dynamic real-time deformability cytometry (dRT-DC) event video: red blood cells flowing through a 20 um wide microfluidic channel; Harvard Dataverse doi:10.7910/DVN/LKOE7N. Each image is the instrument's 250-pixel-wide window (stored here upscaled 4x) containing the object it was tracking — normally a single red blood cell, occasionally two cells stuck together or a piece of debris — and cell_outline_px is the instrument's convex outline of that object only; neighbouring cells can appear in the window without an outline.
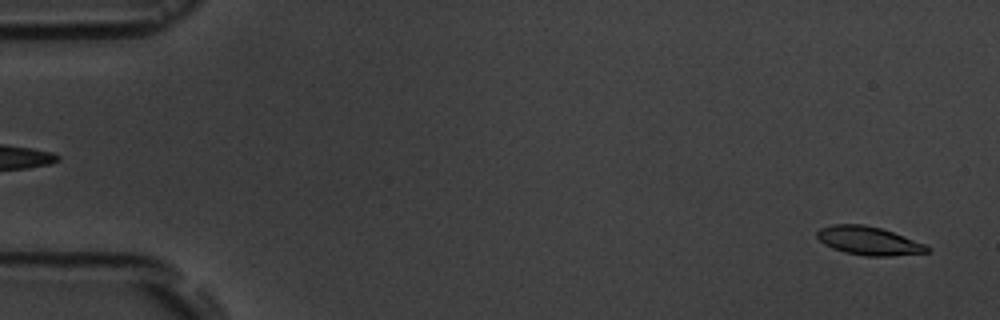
{"species": "common noctule bat (a hibernating species)", "species_latin": "Nyctalus noctula", "temperature_condition": "room temperature", "stored_images_in_passage": 24, "camera_frame_rate_fps": 3000, "um_per_image_px": 0.085, "animal": {"sex": "male", "body_mass_g": 19.5, "forearm_length_mm": 54.6}, "frame": {"image": 1, "passage_image": 2, "time_ms": 0.333, "image_size_px": [1000, 320], "cell_outline_px": [[932, 248], [928, 252], [892, 256], [864, 256], [844, 252], [832, 248], [824, 244], [816, 236], [816, 232], [820, 228], [832, 224], [864, 224], [880, 228], [892, 232], [924, 244]], "centroid_in_image_um": [73.81, 20.47], "position_along_channel_um": 11.2, "area_um2": 18.21}}
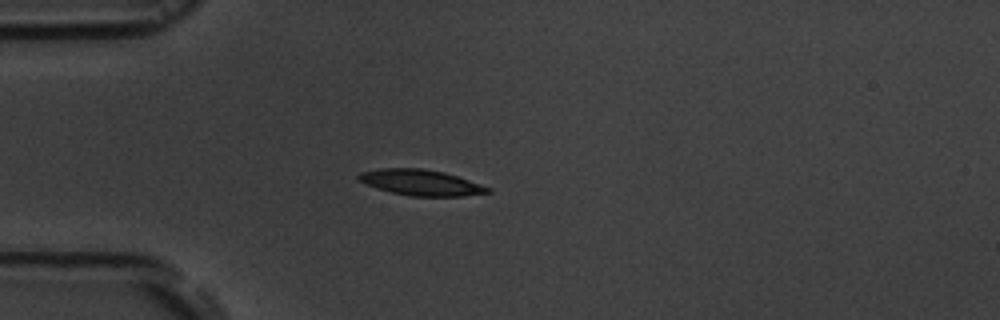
{"frame": {"image": 2, "passage_image": 15, "time_ms": 4.667, "image_size_px": [1000, 320], "cell_outline_px": [[492, 192], [464, 196], [408, 196], [376, 188], [356, 180], [356, 176], [360, 172], [380, 168], [420, 168], [444, 172], [492, 188]], "centroid_in_image_um": [35.74, 15.52], "position_along_channel_um": 49.3, "area_um2": 19.48}}
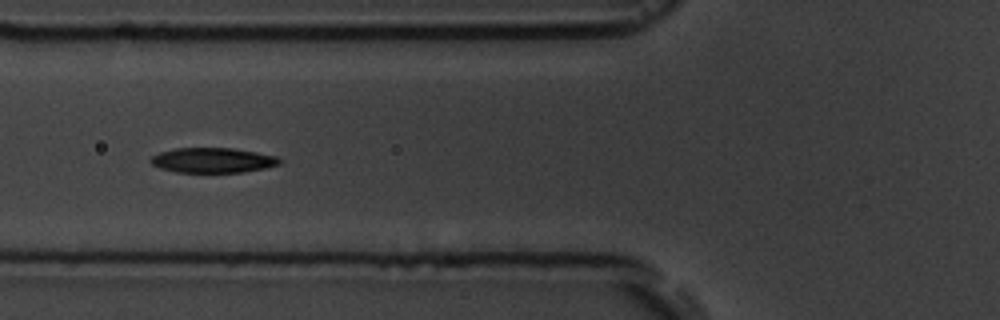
{"frame": {"image": 3, "passage_image": 21, "time_ms": 6.667, "image_size_px": [1000, 320], "cell_outline_px": [[284, 160], [280, 164], [264, 168], [244, 172], [176, 172], [160, 168], [152, 164], [148, 160], [152, 156], [160, 152], [176, 148], [232, 148], [256, 152], [276, 156]], "centroid_in_image_um": [18.09, 13.62], "position_along_channel_um": 107.7, "area_um2": 18.79}}